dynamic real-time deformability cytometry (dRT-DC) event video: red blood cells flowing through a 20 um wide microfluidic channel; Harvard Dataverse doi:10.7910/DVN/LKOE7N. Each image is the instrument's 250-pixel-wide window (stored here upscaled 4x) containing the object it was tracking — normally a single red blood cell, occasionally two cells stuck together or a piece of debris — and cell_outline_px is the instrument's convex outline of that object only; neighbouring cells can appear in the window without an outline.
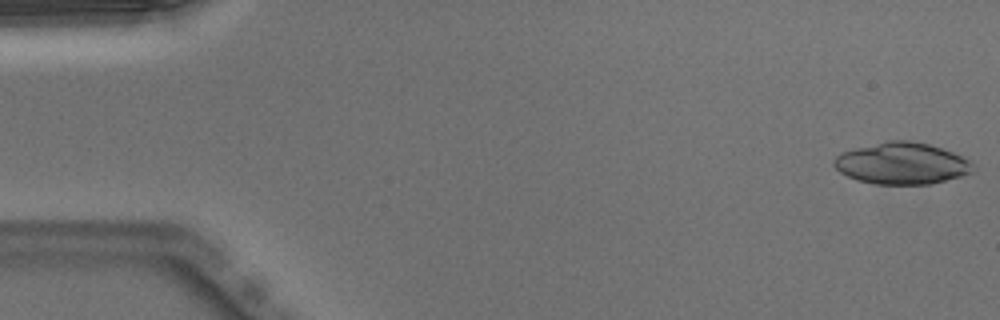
{"species": "Egyptian fruit bat (a non-hibernating species)", "species_latin": "Rousettus aegyptiacus", "temperature_condition": "warm", "stored_images_in_passage": 49, "camera_frame_rate_fps": 3000, "um_per_image_px": 0.085, "animal": {"sex": "male"}, "frame": {"image": 1, "passage_image": 1, "time_ms": 0.0, "image_size_px": [1000, 320], "cell_outline_px": [[976, 168], [972, 172], [960, 176], [932, 184], [876, 184], [856, 180], [840, 172], [832, 164], [832, 160], [836, 156], [844, 152], [856, 148], [888, 140], [908, 140], [928, 144], [952, 152], [972, 160]], "centroid_in_image_um": [76.68, 13.89], "position_along_channel_um": 8.3, "area_um2": 33.76}}
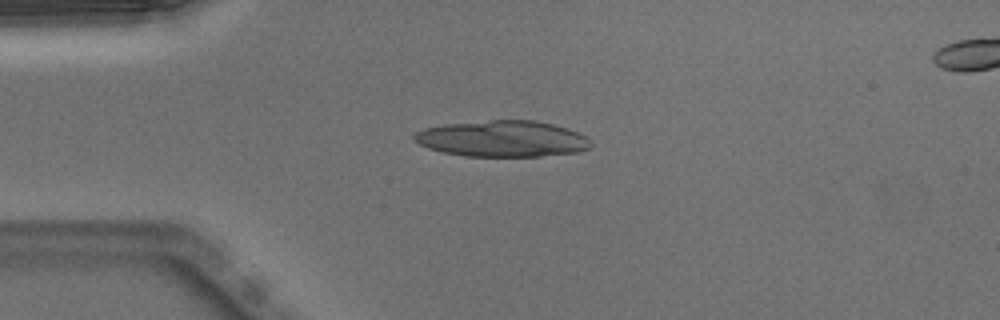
{"frame": {"image": 2, "passage_image": 12, "time_ms": 3.667, "image_size_px": [1000, 320], "cell_outline_px": [[592, 144], [588, 148], [576, 152], [540, 156], [464, 156], [444, 152], [428, 148], [412, 140], [412, 136], [416, 132], [424, 128], [448, 124], [492, 120], [536, 120], [568, 128], [580, 132]], "centroid_in_image_um": [42.69, 11.79], "position_along_channel_um": 42.3, "area_um2": 37.11}}